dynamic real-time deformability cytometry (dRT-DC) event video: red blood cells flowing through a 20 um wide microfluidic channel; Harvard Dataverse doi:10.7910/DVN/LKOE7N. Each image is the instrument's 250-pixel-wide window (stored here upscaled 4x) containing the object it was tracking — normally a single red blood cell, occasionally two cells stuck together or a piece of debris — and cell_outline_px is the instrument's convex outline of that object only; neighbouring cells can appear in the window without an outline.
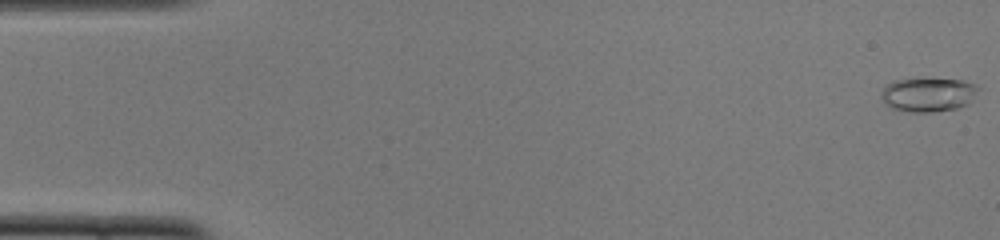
{"species": "common noctule bat (a hibernating species)", "species_latin": "Nyctalus noctula", "temperature_condition": "cold", "stored_images_in_passage": 48, "camera_frame_rate_fps": 3000, "um_per_image_px": 0.085, "animal": {"sex": "female", "body_mass_g": 22.0, "forearm_length_mm": 56.7}, "frame": {"image": 1, "passage_image": 1, "time_ms": 0.0, "image_size_px": [1000, 240], "cell_outline_px": [[984, 88], [968, 104], [956, 108], [932, 112], [908, 112], [892, 108], [884, 104], [880, 100], [880, 92], [884, 84], [892, 80], [924, 76], [964, 80], [976, 84]], "centroid_in_image_um": [78.89, 7.98], "position_along_channel_um": 6.1, "area_um2": 20.63}}
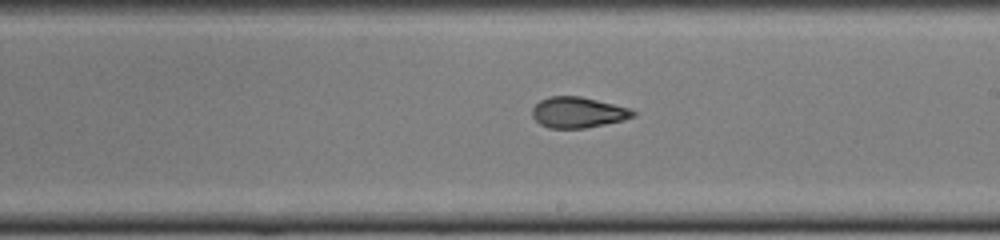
{"frame": {"image": 2, "passage_image": 30, "time_ms": 9.667, "image_size_px": [1000, 240], "cell_outline_px": [[636, 116], [624, 120], [584, 128], [548, 128], [540, 124], [532, 116], [532, 108], [540, 100], [548, 96], [580, 96], [632, 108], [636, 112]], "centroid_in_image_um": [49.15, 9.55], "position_along_channel_um": 239.9, "area_um2": 18.21}}
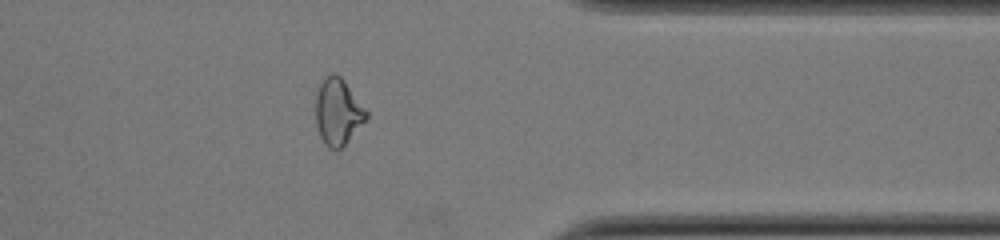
{"frame": {"image": 3, "passage_image": 42, "time_ms": 13.667, "image_size_px": [1000, 240], "cell_outline_px": [[368, 116], [344, 144], [340, 148], [328, 148], [324, 144], [320, 136], [316, 124], [316, 96], [320, 84], [332, 72], [336, 72], [344, 80], [368, 112]], "centroid_in_image_um": [28.7, 9.48], "position_along_channel_um": 382.7, "area_um2": 19.13}}